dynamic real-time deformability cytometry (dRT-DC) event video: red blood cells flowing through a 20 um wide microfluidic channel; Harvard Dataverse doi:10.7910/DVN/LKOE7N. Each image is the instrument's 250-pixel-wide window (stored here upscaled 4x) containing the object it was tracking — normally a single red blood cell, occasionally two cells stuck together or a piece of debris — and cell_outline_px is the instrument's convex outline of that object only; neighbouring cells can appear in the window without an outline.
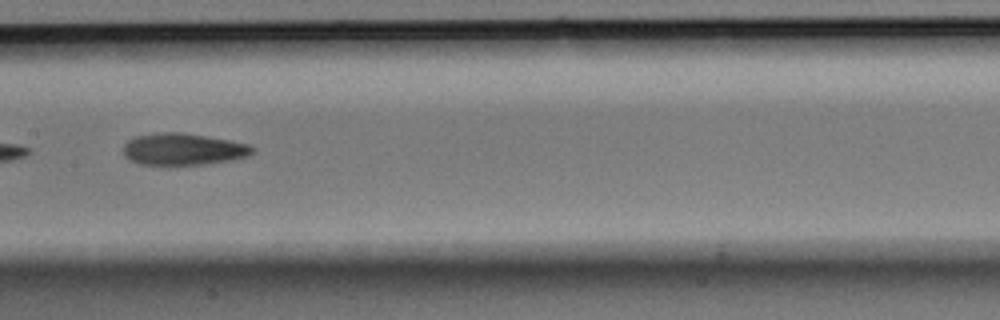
{"species": "Egyptian fruit bat (a non-hibernating species)", "species_latin": "Rousettus aegyptiacus", "temperature_condition": "room temperature", "stored_images_in_passage": 14, "camera_frame_rate_fps": 3000, "um_per_image_px": 0.085, "animal": {"sex": "male"}, "frame": {"image": 1, "passage_image": 7, "time_ms": 2.0, "image_size_px": [1000, 320], "cell_outline_px": [[252, 152], [248, 156], [232, 160], [176, 168], [168, 168], [140, 164], [128, 160], [124, 156], [124, 144], [128, 140], [136, 136], [164, 132], [180, 132], [228, 140], [248, 144], [252, 148]], "centroid_in_image_um": [15.49, 12.74], "position_along_channel_um": 191.9, "area_um2": 24.62}}
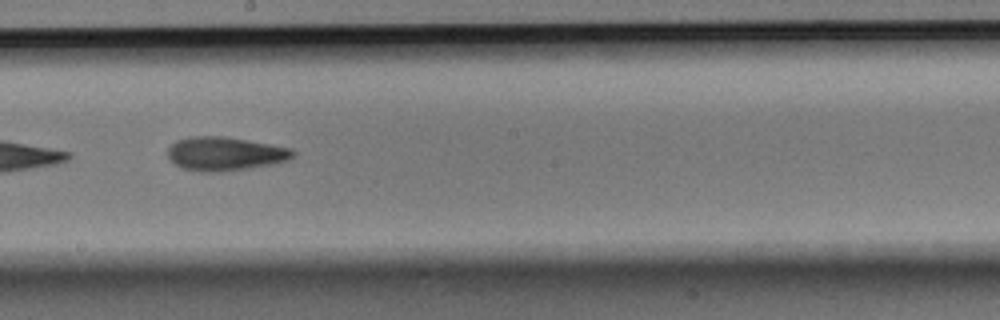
{"frame": {"image": 2, "passage_image": 8, "time_ms": 2.333, "image_size_px": [1000, 320], "cell_outline_px": [[296, 152], [288, 160], [276, 164], [224, 172], [200, 172], [180, 168], [168, 160], [168, 148], [176, 140], [192, 136], [224, 136], [292, 148]], "centroid_in_image_um": [19.1, 13.08], "position_along_channel_um": 229.1, "area_um2": 24.97}}
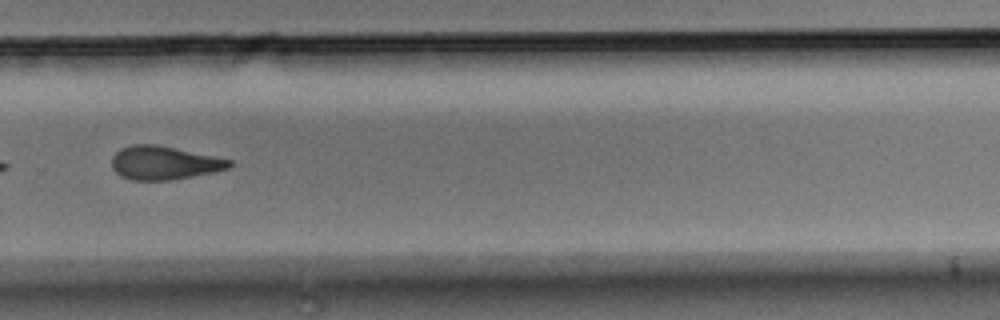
{"frame": {"image": 3, "passage_image": 10, "time_ms": 3.0, "image_size_px": [1000, 320], "cell_outline_px": [[232, 164], [228, 168], [212, 172], [172, 180], [132, 180], [120, 176], [112, 168], [112, 156], [120, 148], [132, 144], [156, 144], [232, 160]], "centroid_in_image_um": [13.9, 13.84], "position_along_channel_um": 315.9, "area_um2": 22.83}}